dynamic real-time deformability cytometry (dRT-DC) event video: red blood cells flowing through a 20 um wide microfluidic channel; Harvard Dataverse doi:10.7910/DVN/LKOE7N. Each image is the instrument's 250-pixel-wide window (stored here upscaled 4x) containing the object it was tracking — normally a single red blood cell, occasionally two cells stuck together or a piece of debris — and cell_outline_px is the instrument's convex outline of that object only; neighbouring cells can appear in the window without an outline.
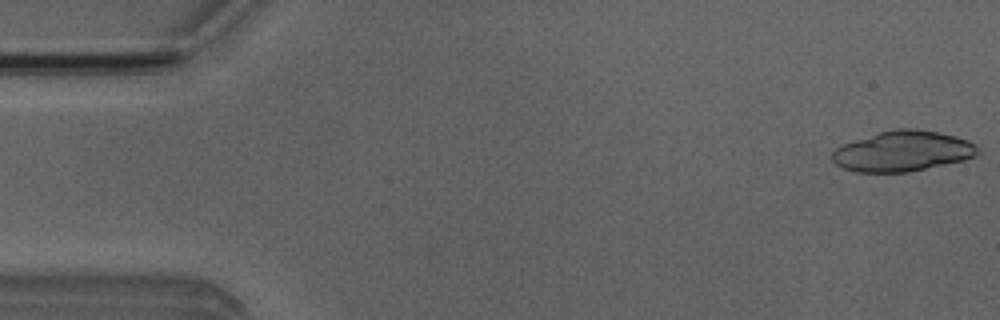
{"species": "Egyptian fruit bat (a non-hibernating species)", "species_latin": "Rousettus aegyptiacus", "temperature_condition": "room temperature", "stored_images_in_passage": 17, "camera_frame_rate_fps": 3000, "um_per_image_px": 0.085, "animal": {"sex": "male"}, "frame": {"image": 1, "passage_image": 1, "time_ms": 0.0, "image_size_px": [1000, 320], "cell_outline_px": [[980, 152], [976, 156], [964, 160], [908, 172], [856, 172], [844, 168], [836, 164], [832, 160], [832, 152], [836, 148], [844, 144], [880, 132], [896, 128], [916, 128], [940, 132], [956, 136], [968, 140], [976, 144]], "centroid_in_image_um": [76.77, 12.84], "position_along_channel_um": 8.2, "area_um2": 34.28}}